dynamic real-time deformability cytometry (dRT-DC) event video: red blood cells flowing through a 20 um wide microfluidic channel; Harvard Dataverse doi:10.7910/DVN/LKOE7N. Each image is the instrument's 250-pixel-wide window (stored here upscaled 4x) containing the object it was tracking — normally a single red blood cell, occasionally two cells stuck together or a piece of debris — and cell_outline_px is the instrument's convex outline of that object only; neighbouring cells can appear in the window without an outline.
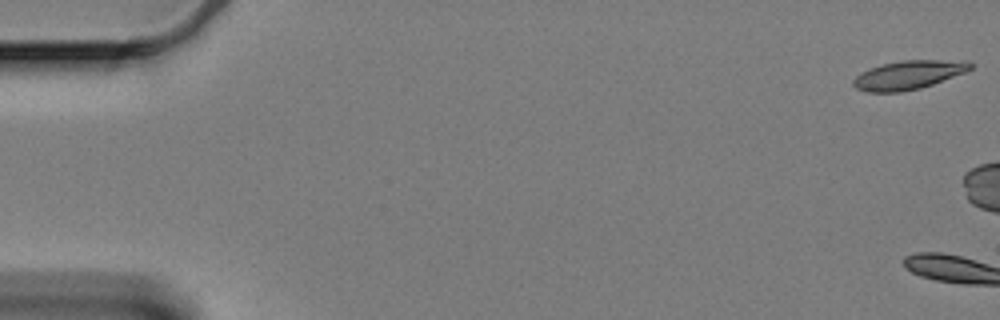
{"species": "Egyptian fruit bat (a non-hibernating species)", "species_latin": "Rousettus aegyptiacus", "temperature_condition": "cold", "stored_images_in_passage": 4, "camera_frame_rate_fps": 3000, "um_per_image_px": 0.085, "animal": {"sex": "female"}, "frame": {"image": 1, "passage_image": 1, "time_ms": 0.0, "image_size_px": [1000, 320], "cell_outline_px": [[972, 68], [964, 72], [932, 84], [920, 88], [900, 92], [868, 92], [856, 88], [852, 84], [852, 80], [860, 72], [884, 64], [904, 60], [968, 60], [972, 64]], "centroid_in_image_um": [77.21, 6.37], "position_along_channel_um": 7.8, "area_um2": 19.42}}